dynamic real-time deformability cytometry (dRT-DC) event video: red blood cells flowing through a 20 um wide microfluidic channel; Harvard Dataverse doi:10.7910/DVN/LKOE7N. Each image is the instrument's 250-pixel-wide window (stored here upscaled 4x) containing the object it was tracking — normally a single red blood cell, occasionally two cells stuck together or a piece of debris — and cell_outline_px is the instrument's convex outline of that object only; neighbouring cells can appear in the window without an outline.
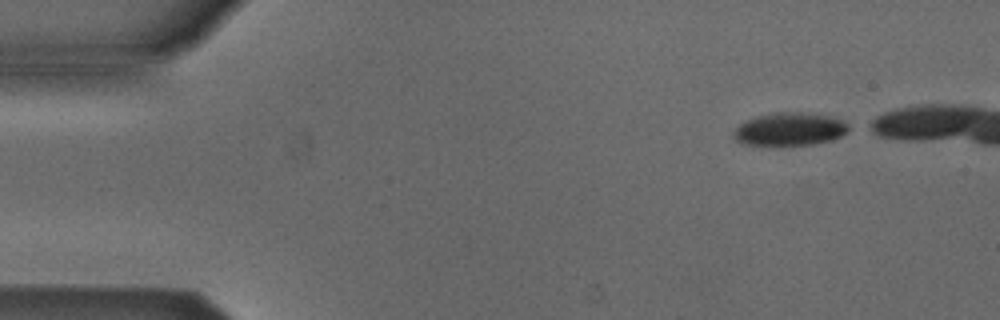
{"species": "Egyptian fruit bat (a non-hibernating species)", "species_latin": "Rousettus aegyptiacus", "temperature_condition": "cold", "stored_images_in_passage": 5, "segment_of_instrument_passage": [2, 2], "camera_frame_rate_fps": 3000, "um_per_image_px": 0.085, "animal": {"sex": "male"}, "frame": {"image": 1, "passage_image": 5, "time_ms": 1.333, "image_size_px": [1000, 320], "cell_outline_px": [[848, 132], [832, 140], [812, 144], [744, 144], [736, 140], [732, 136], [732, 132], [740, 124], [756, 116], [772, 112], [804, 112], [832, 116], [844, 120], [848, 124]], "centroid_in_image_um": [67.15, 10.95], "position_along_channel_um": 17.8, "area_um2": 22.02}}